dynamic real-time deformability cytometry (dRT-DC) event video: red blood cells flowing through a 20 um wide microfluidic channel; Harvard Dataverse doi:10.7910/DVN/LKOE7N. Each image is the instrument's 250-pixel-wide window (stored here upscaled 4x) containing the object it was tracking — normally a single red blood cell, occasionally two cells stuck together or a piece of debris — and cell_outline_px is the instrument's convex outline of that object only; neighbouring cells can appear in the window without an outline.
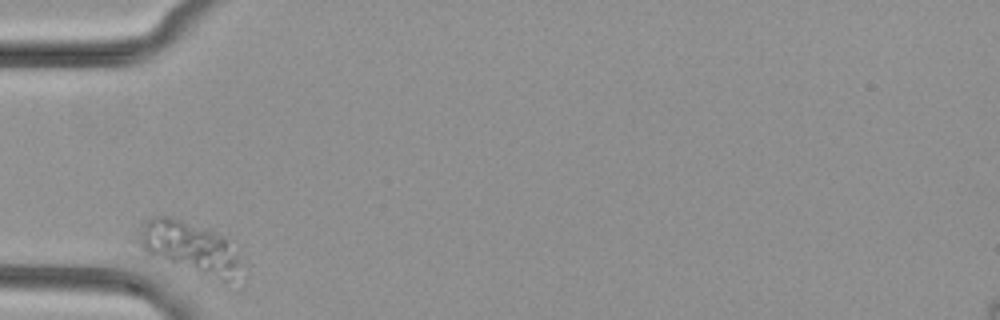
{"species": "common noctule bat (a hibernating species)", "species_latin": "Nyctalus noctula", "temperature_condition": "cold", "stored_images_in_passage": 30, "camera_frame_rate_fps": 3000, "um_per_image_px": 0.085, "animal": {"sex": "female", "body_mass_g": 29.2, "forearm_length_mm": 56.3}, "frame": {"image": 1, "passage_image": 1, "time_ms": 0.0, "image_size_px": [1000, 320], "cell_outline_px": [[244, 284], [236, 292], [228, 292], [144, 260], [136, 240], [144, 220], [152, 216], [168, 216], [180, 220], [224, 236], [228, 240], [240, 264]], "centroid_in_image_um": [16.2, 21.43], "position_along_channel_um": 68.8, "area_um2": 36.59}}
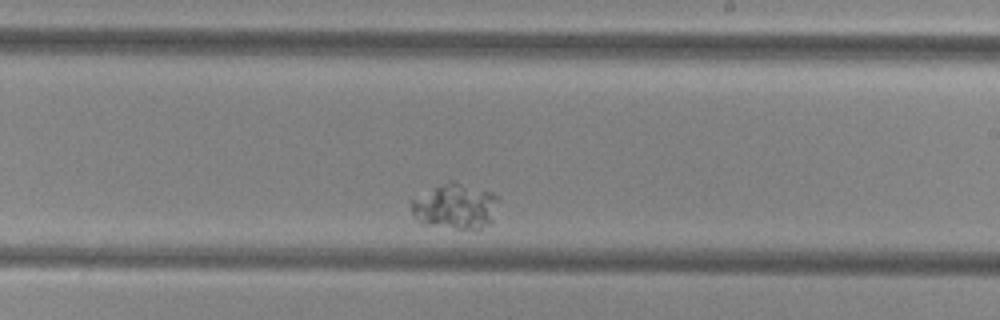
{"frame": {"image": 2, "passage_image": 18, "time_ms": 5.667, "image_size_px": [1000, 320], "cell_outline_px": [[500, 200], [492, 224], [480, 228], [456, 228], [420, 224], [412, 216], [412, 200], [432, 188], [444, 184], [460, 184], [492, 192], [500, 196]], "centroid_in_image_um": [38.75, 17.59], "position_along_channel_um": 250.3, "area_um2": 22.77}}
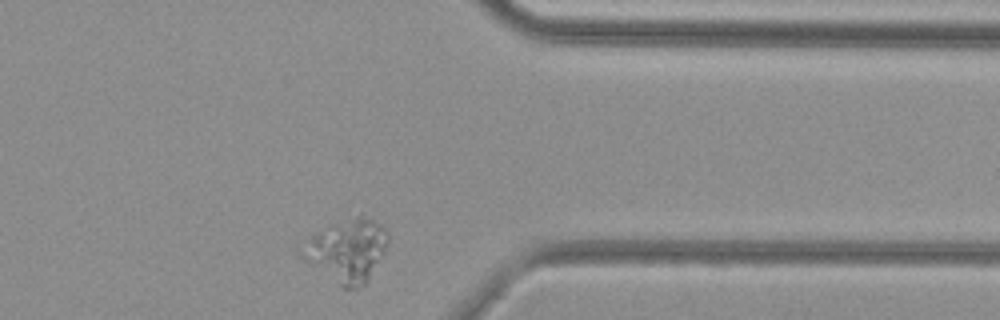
{"frame": {"image": 3, "passage_image": 30, "time_ms": 9.667, "image_size_px": [1000, 320], "cell_outline_px": [[388, 240], [384, 256], [368, 280], [364, 284], [356, 288], [340, 288], [304, 260], [312, 236], [316, 232], [332, 224], [360, 212], [384, 224], [388, 232]], "centroid_in_image_um": [29.63, 21.27], "position_along_channel_um": 381.8, "area_um2": 31.44}}